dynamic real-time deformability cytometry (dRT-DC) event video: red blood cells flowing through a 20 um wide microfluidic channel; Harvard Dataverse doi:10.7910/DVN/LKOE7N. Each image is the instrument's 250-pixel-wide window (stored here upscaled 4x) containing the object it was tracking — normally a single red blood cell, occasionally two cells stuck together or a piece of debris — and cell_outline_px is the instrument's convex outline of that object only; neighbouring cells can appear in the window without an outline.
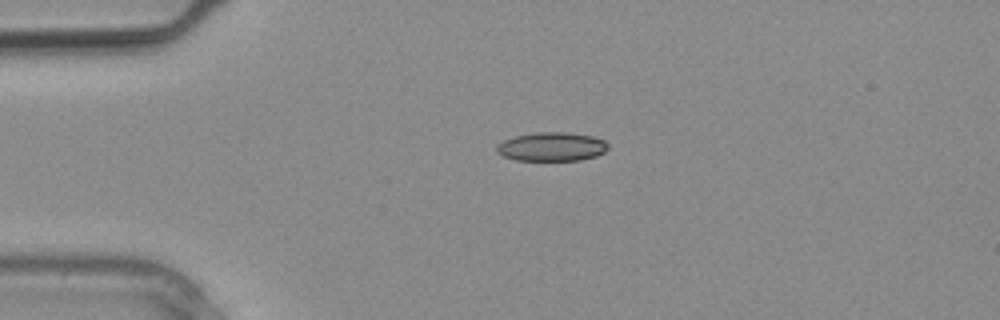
{"species": "common noctule bat (a hibernating species)", "species_latin": "Nyctalus noctula", "temperature_condition": "warm", "stored_images_in_passage": 3, "camera_frame_rate_fps": 3000, "um_per_image_px": 0.085, "animal": {"sex": "male", "body_mass_g": 20.4}, "frame": {"image": 1, "passage_image": 2, "time_ms": 0.333, "image_size_px": [1000, 320], "cell_outline_px": [[608, 148], [604, 152], [596, 156], [580, 160], [516, 160], [504, 156], [496, 152], [496, 144], [504, 140], [516, 136], [536, 132], [564, 132], [592, 136], [604, 140], [608, 144]], "centroid_in_image_um": [46.89, 12.47], "position_along_channel_um": 38.1, "area_um2": 18.67}}
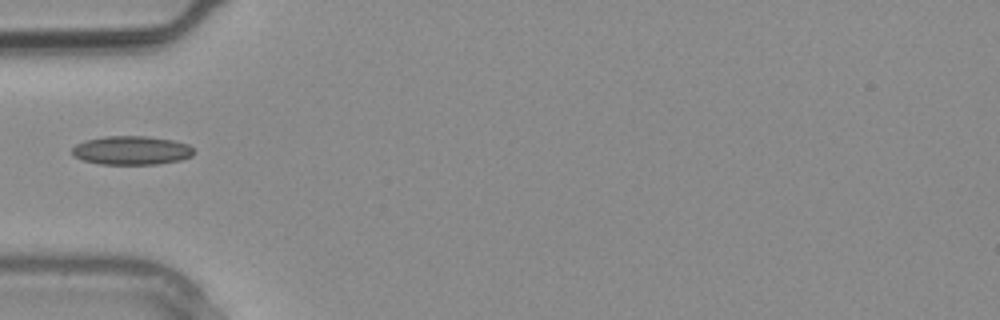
{"frame": {"image": 2, "passage_image": 3, "time_ms": 0.667, "image_size_px": [1000, 320], "cell_outline_px": [[196, 152], [192, 156], [180, 160], [156, 164], [100, 164], [80, 160], [72, 156], [72, 148], [76, 144], [84, 140], [104, 136], [144, 136], [172, 140], [188, 144]], "centroid_in_image_um": [11.14, 12.78], "position_along_channel_um": 73.9, "area_um2": 20.58}}